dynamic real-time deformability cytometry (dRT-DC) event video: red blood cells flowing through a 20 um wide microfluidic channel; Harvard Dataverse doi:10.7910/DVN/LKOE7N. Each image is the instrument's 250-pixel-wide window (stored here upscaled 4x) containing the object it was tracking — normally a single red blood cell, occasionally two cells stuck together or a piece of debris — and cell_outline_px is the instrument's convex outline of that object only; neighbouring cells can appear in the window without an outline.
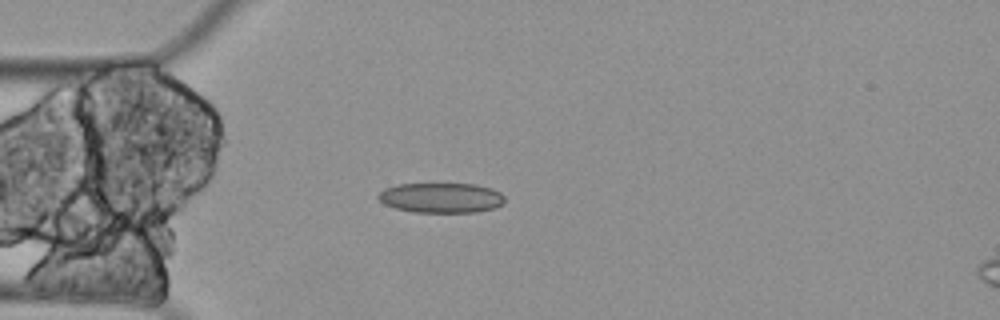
{"species": "Egyptian fruit bat (a non-hibernating species)", "species_latin": "Rousettus aegyptiacus", "temperature_condition": "cold", "stored_images_in_passage": 6, "camera_frame_rate_fps": 3000, "um_per_image_px": 0.085, "animal": {"sex": "female"}, "frame": {"image": 1, "passage_image": 5, "time_ms": 1.333, "image_size_px": [1000, 320], "cell_outline_px": [[504, 204], [496, 208], [476, 212], [416, 212], [396, 208], [384, 204], [376, 196], [384, 188], [396, 184], [476, 184], [492, 188], [500, 192], [504, 196]], "centroid_in_image_um": [37.52, 16.81], "position_along_channel_um": 47.5, "area_um2": 22.25}}